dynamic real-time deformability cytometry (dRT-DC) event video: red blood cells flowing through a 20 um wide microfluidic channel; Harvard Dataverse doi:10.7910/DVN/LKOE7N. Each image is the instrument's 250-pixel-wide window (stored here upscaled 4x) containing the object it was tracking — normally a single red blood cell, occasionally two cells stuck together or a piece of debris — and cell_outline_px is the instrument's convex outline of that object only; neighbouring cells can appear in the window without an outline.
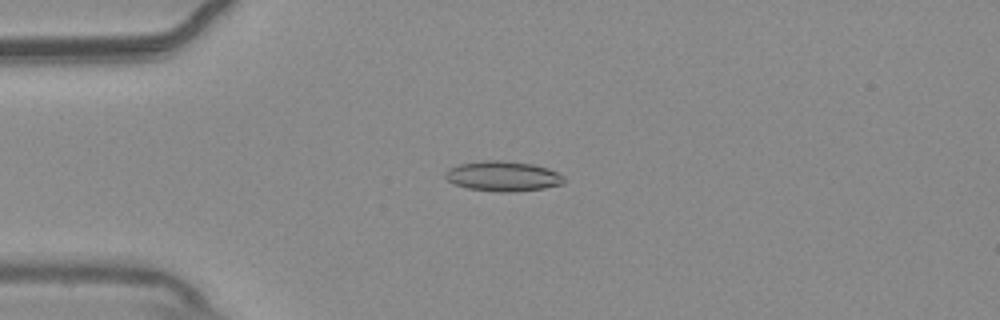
{"species": "common noctule bat (a hibernating species)", "species_latin": "Nyctalus noctula", "temperature_condition": "warm", "stored_images_in_passage": 43, "camera_frame_rate_fps": 3000, "um_per_image_px": 0.085, "animal": {"sex": "male", "body_mass_g": 20.4}, "frame": {"image": 1, "passage_image": 2, "time_ms": 0.333, "image_size_px": [1000, 320], "cell_outline_px": [[564, 184], [544, 188], [512, 192], [496, 192], [468, 188], [456, 184], [448, 180], [444, 176], [444, 172], [448, 168], [460, 164], [484, 160], [504, 160], [532, 164], [548, 168], [564, 176]], "centroid_in_image_um": [42.75, 14.97], "position_along_channel_um": 42.2, "area_um2": 20.87}}
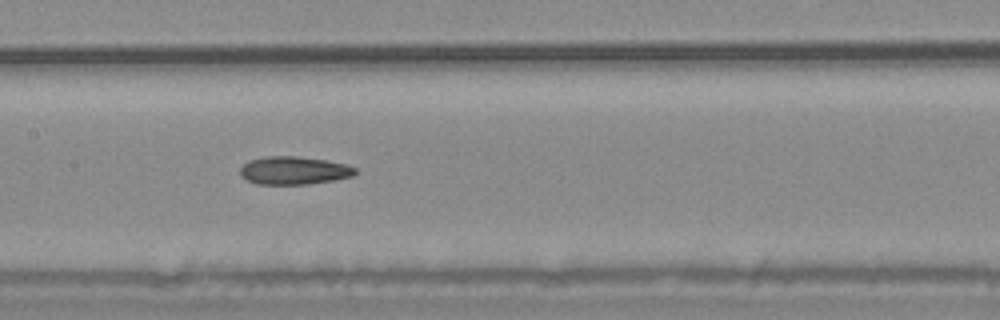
{"frame": {"image": 2, "passage_image": 15, "time_ms": 4.667, "image_size_px": [1000, 320], "cell_outline_px": [[356, 172], [352, 176], [336, 180], [308, 184], [256, 184], [240, 176], [240, 168], [248, 160], [264, 156], [296, 156], [328, 160], [348, 164], [356, 168]], "centroid_in_image_um": [24.99, 14.48], "position_along_channel_um": 182.4, "area_um2": 19.02}}
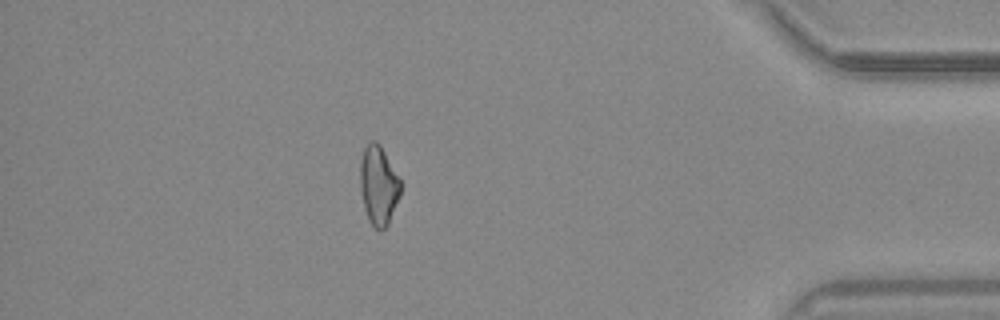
{"frame": {"image": 3, "passage_image": 36, "time_ms": 11.667, "image_size_px": [1000, 320], "cell_outline_px": [[400, 192], [388, 224], [380, 232], [368, 220], [364, 208], [360, 188], [360, 164], [364, 148], [372, 140], [376, 140], [380, 144], [400, 180]], "centroid_in_image_um": [32.15, 15.75], "position_along_channel_um": 403.1, "area_um2": 18.32}, "authors_computed_cell_mechanics": {"area_um2": 18.9584, "velocity_mm_per_s": 3.7589, "shape_relaxation_time_tau1_ms": null, "shape_relaxation_time_tau2_ms": 8.0846, "deformation_change_tau1": null, "deformation_change_tau2": 0.1725}}